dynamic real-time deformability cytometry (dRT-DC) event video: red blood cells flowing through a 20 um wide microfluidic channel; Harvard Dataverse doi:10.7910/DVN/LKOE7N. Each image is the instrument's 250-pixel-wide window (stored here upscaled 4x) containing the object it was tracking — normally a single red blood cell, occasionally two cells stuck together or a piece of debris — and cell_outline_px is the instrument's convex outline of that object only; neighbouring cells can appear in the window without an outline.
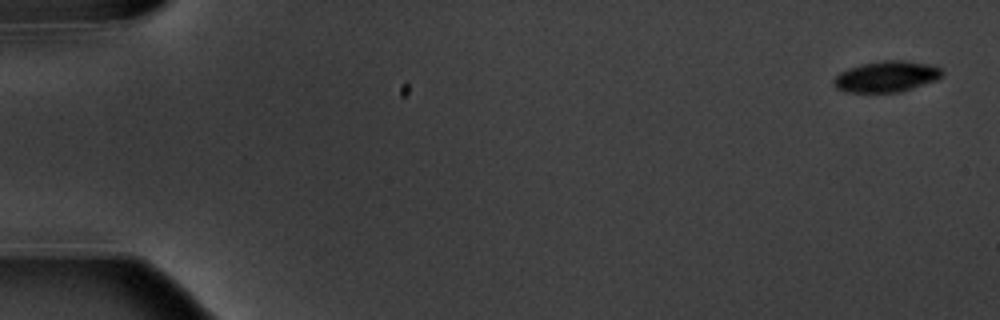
{"species": "common noctule bat (a hibernating species)", "species_latin": "Nyctalus noctula", "temperature_condition": "warm", "stored_images_in_passage": 5, "camera_frame_rate_fps": 3000, "um_per_image_px": 0.085, "animal": {"sex": "male", "body_mass_g": 20.1, "forearm_length_mm": 53.5}, "frame": {"image": 1, "passage_image": 1, "time_ms": 0.0, "image_size_px": [1000, 320], "cell_outline_px": [[944, 76], [936, 80], [900, 92], [848, 92], [836, 88], [832, 84], [832, 80], [840, 72], [848, 68], [860, 64], [884, 60], [904, 60], [932, 64], [940, 68], [944, 72]], "centroid_in_image_um": [75.36, 6.5], "position_along_channel_um": 9.6, "area_um2": 19.77}}
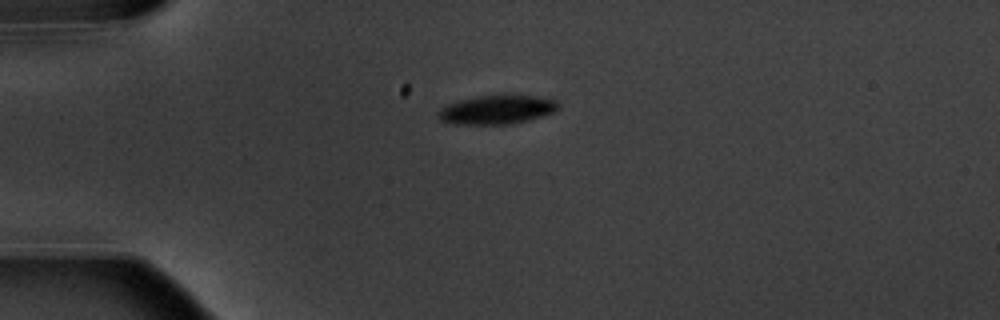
{"frame": {"image": 2, "passage_image": 4, "time_ms": 4.333, "image_size_px": [1000, 320], "cell_outline_px": [[560, 108], [552, 112], [540, 116], [524, 120], [504, 124], [456, 124], [440, 120], [436, 112], [440, 108], [456, 100], [500, 92], [536, 96], [556, 100], [560, 104]], "centroid_in_image_um": [42.21, 9.26], "position_along_channel_um": 42.8, "area_um2": 20.69}}